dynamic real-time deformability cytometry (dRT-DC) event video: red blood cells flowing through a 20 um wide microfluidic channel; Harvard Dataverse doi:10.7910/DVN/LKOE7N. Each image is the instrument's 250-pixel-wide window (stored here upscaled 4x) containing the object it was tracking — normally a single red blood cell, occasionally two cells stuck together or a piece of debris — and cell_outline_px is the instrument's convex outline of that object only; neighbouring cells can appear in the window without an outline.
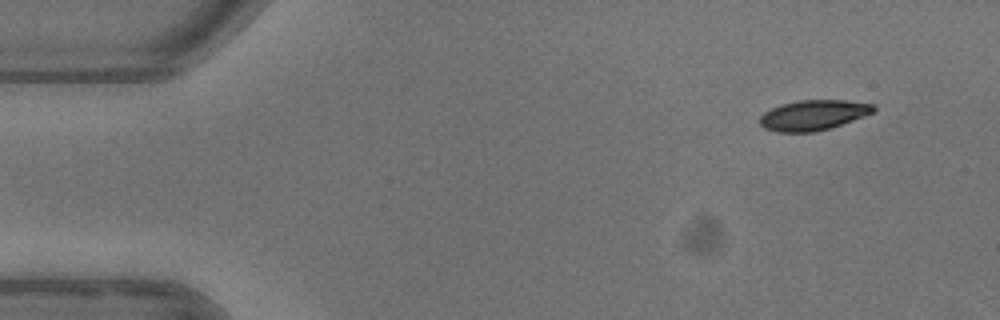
{"species": "common noctule bat (a hibernating species)", "species_latin": "Nyctalus noctula", "temperature_condition": "warm", "stored_images_in_passage": 4, "camera_frame_rate_fps": 3000, "um_per_image_px": 0.085, "animal": {"sex": "female"}, "frame": {"image": 1, "passage_image": 1, "time_ms": 0.0, "image_size_px": [1000, 320], "cell_outline_px": [[876, 108], [872, 112], [852, 120], [816, 132], [776, 132], [764, 128], [760, 124], [760, 116], [764, 112], [772, 108], [784, 104], [800, 100], [844, 100], [872, 104]], "centroid_in_image_um": [69.08, 9.79], "position_along_channel_um": 15.9, "area_um2": 19.65}}
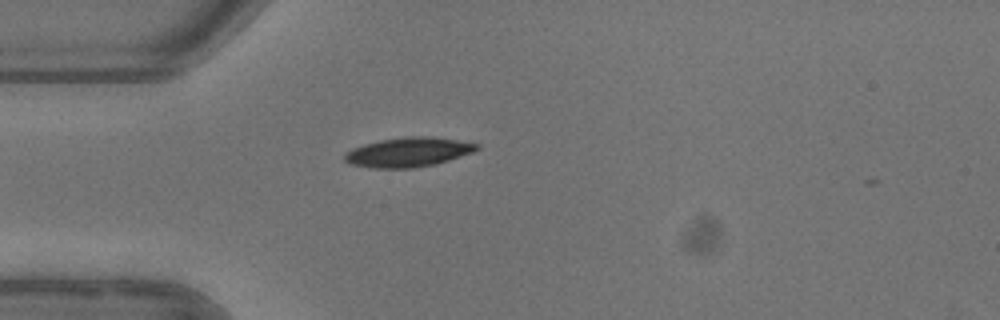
{"frame": {"image": 2, "passage_image": 4, "time_ms": 3.333, "image_size_px": [1000, 320], "cell_outline_px": [[480, 148], [472, 152], [436, 164], [412, 168], [368, 168], [348, 164], [344, 160], [344, 152], [352, 148], [364, 144], [380, 140], [404, 136], [428, 136], [456, 140], [480, 144]], "centroid_in_image_um": [34.64, 12.94], "position_along_channel_um": 50.4, "area_um2": 22.83}}